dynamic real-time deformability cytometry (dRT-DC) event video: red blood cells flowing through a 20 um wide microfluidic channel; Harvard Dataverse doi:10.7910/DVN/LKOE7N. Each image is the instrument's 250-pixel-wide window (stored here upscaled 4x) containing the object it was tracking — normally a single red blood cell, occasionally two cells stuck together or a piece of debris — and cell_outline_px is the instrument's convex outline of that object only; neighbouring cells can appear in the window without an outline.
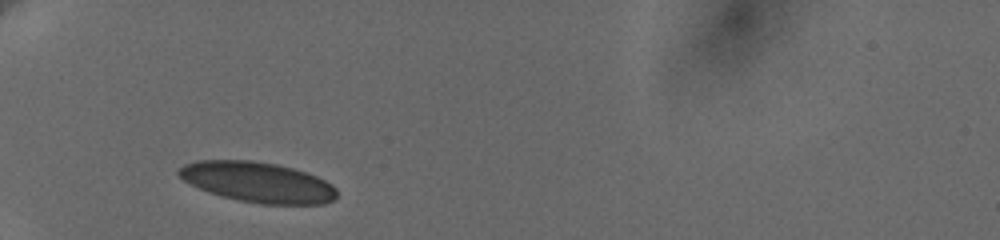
{"species": "human", "species_latin": "Homo sapiens", "temperature_condition": "cold", "stored_images_in_passage": 4, "camera_frame_rate_fps": 3000, "um_per_image_px": 0.085, "donor": {"sex": "female"}, "frame": {"image": 1, "passage_image": 1, "time_ms": 0.0, "image_size_px": [1000, 240], "cell_outline_px": [[336, 200], [324, 204], [260, 204], [240, 200], [208, 192], [184, 180], [176, 172], [184, 164], [196, 160], [252, 160], [276, 164], [292, 168], [316, 176], [332, 184], [336, 188]], "centroid_in_image_um": [21.92, 15.48], "position_along_channel_um": 63.1, "area_um2": 36.99}}
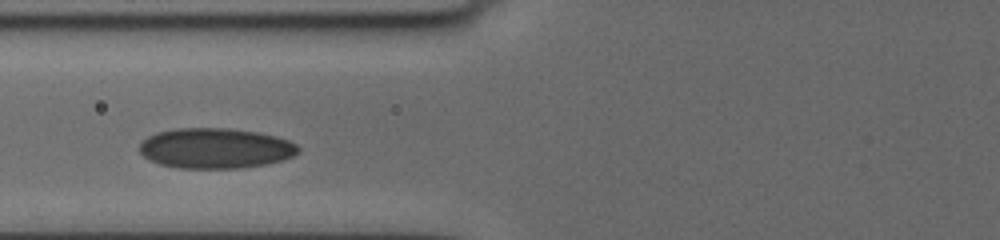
{"frame": {"image": 2, "passage_image": 3, "time_ms": 1.667, "image_size_px": [1000, 240], "cell_outline_px": [[300, 152], [284, 160], [264, 164], [240, 168], [176, 168], [160, 164], [144, 156], [140, 152], [140, 144], [148, 136], [156, 132], [176, 128], [228, 128], [256, 132], [276, 136], [288, 140], [296, 144], [300, 148]], "centroid_in_image_um": [18.33, 12.6], "position_along_channel_um": 107.5, "area_um2": 37.28}}